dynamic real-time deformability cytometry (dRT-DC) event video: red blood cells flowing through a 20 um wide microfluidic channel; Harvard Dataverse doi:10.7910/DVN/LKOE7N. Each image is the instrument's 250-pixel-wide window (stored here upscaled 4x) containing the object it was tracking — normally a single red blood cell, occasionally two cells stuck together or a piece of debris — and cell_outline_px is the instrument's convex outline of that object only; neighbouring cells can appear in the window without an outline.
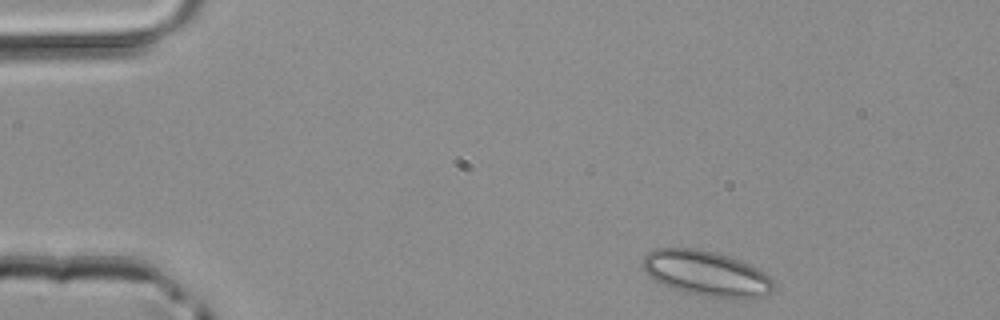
{"species": "common noctule bat (a hibernating species)", "species_latin": "Nyctalus noctula", "temperature_condition": "room temperature", "stored_images_in_passage": 42, "camera_frame_rate_fps": 3000, "um_per_image_px": 0.085, "animal": {"sex": "male", "body_mass_g": 20.4}, "frame": {"image": 1, "passage_image": 1, "time_ms": 0.0, "image_size_px": [1000, 320], "cell_outline_px": [[776, 288], [760, 296], [704, 296], [684, 292], [672, 288], [648, 276], [644, 272], [644, 256], [648, 252], [656, 248], [696, 248], [716, 252], [740, 260], [756, 268], [768, 276], [772, 280]], "centroid_in_image_um": [59.98, 23.2], "position_along_channel_um": 25.0, "area_um2": 33.64}}
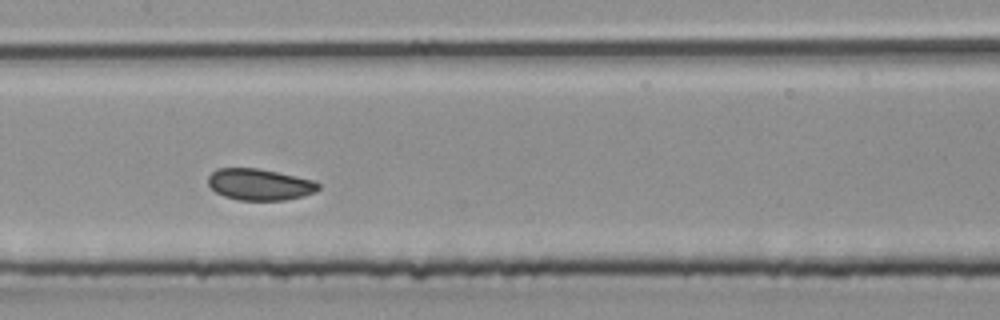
{"frame": {"image": 2, "passage_image": 18, "time_ms": 5.667, "image_size_px": [1000, 320], "cell_outline_px": [[320, 188], [316, 192], [304, 196], [284, 200], [236, 200], [224, 196], [216, 192], [208, 184], [208, 176], [216, 168], [256, 168], [316, 180], [320, 184]], "centroid_in_image_um": [22.09, 15.68], "position_along_channel_um": 185.3, "area_um2": 20.35}}
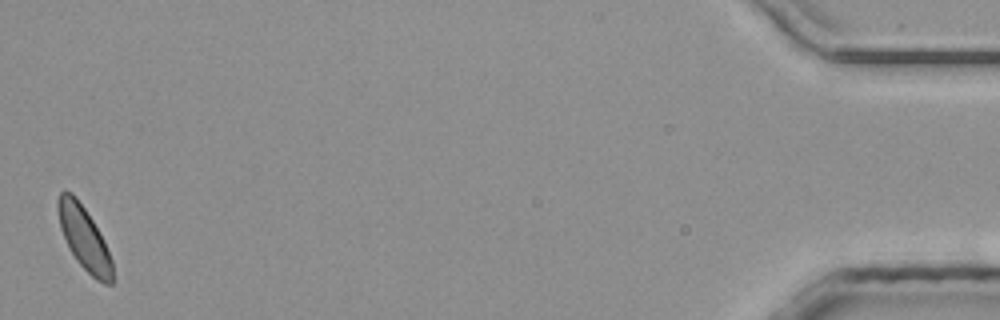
{"frame": {"image": 3, "passage_image": 42, "time_ms": 13.667, "image_size_px": [1000, 320], "cell_outline_px": [[112, 284], [104, 284], [96, 280], [76, 260], [68, 248], [60, 228], [56, 208], [56, 200], [60, 192], [64, 188], [72, 192], [76, 196], [92, 220], [104, 240], [112, 260]], "centroid_in_image_um": [7.11, 20.19], "position_along_channel_um": 428.1, "area_um2": 20.29}}